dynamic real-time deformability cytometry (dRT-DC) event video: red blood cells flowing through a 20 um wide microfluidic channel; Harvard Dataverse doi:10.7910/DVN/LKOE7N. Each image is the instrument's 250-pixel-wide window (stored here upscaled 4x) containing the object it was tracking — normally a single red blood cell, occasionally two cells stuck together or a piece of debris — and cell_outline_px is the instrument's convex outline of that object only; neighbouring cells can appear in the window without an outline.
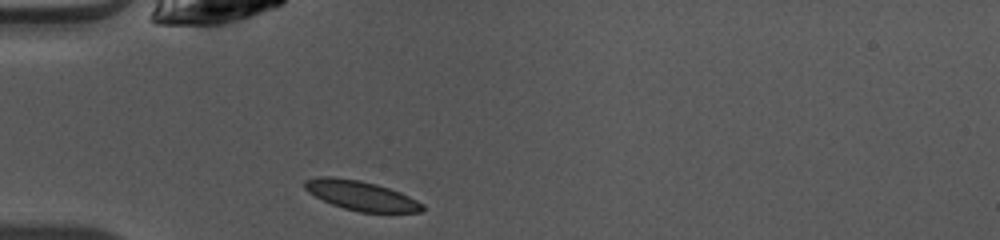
{"species": "common noctule bat (a hibernating species)", "species_latin": "Nyctalus noctula", "temperature_condition": "warm", "stored_images_in_passage": 36, "camera_frame_rate_fps": 3000, "um_per_image_px": 0.085, "animal": {"sex": "female", "body_mass_g": 10.0, "forearm_length_mm": 53.1}, "frame": {"image": 1, "passage_image": 1, "time_ms": 0.0, "image_size_px": [1000, 240], "cell_outline_px": [[424, 212], [360, 212], [344, 208], [332, 204], [308, 192], [304, 188], [304, 180], [316, 176], [332, 176], [360, 180], [376, 184], [400, 192], [424, 204]], "centroid_in_image_um": [30.67, 16.61], "position_along_channel_um": 54.3, "area_um2": 20.23}}
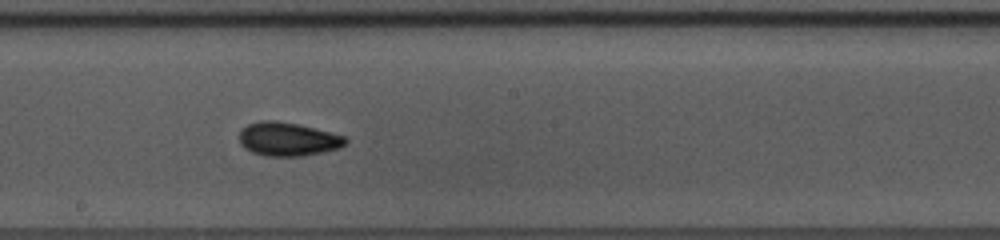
{"frame": {"image": 2, "passage_image": 14, "time_ms": 4.333, "image_size_px": [1000, 240], "cell_outline_px": [[348, 144], [340, 148], [300, 156], [264, 156], [252, 152], [244, 148], [240, 144], [240, 128], [248, 124], [260, 120], [276, 120], [300, 124], [332, 132], [344, 136], [348, 140]], "centroid_in_image_um": [24.47, 11.81], "position_along_channel_um": 223.7, "area_um2": 21.1}}
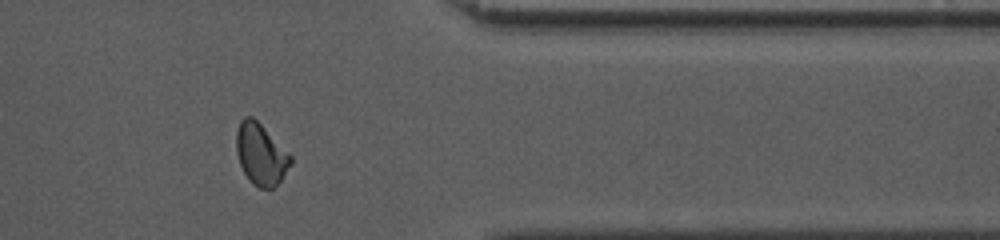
{"frame": {"image": 3, "passage_image": 27, "time_ms": 8.667, "image_size_px": [1000, 240], "cell_outline_px": [[292, 164], [280, 180], [272, 188], [260, 188], [252, 184], [248, 180], [240, 164], [236, 152], [236, 132], [240, 120], [244, 116], [252, 116], [292, 156]], "centroid_in_image_um": [22.15, 13.11], "position_along_channel_um": 389.2, "area_um2": 19.31}, "authors_computed_cell_mechanics": {"area_um2": 19.5653, "velocity_mm_per_s": 4.0913, "shape_relaxation_time_tau1_ms": 3.8962, "shape_relaxation_time_tau2_ms": 2.5921, "deformation_change_tau1": 0.1162, "deformation_change_tau2": 0.0539}}